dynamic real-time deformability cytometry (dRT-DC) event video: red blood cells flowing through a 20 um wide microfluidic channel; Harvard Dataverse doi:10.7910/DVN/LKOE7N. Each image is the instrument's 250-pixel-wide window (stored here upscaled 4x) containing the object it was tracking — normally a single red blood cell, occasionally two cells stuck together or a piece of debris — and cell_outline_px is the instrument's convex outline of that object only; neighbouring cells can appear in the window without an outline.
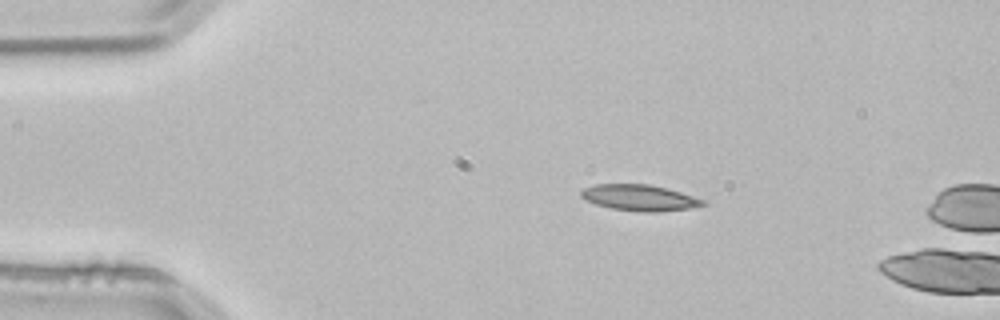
{"species": "common noctule bat (a hibernating species)", "species_latin": "Nyctalus noctula", "temperature_condition": "room temperature", "stored_images_in_passage": 2, "camera_frame_rate_fps": 3000, "um_per_image_px": 0.085, "animal": {"sex": "male", "body_mass_g": 21.5, "forearm_length_mm": 52.0}, "frame": {"image": 1, "passage_image": 1, "time_ms": 0.0, "image_size_px": [1000, 320], "cell_outline_px": [[708, 204], [692, 208], [660, 212], [644, 212], [612, 208], [596, 204], [584, 200], [580, 196], [580, 192], [584, 188], [596, 184], [648, 184], [668, 188], [708, 200]], "centroid_in_image_um": [54.43, 16.81], "position_along_channel_um": 30.6, "area_um2": 18.79}}